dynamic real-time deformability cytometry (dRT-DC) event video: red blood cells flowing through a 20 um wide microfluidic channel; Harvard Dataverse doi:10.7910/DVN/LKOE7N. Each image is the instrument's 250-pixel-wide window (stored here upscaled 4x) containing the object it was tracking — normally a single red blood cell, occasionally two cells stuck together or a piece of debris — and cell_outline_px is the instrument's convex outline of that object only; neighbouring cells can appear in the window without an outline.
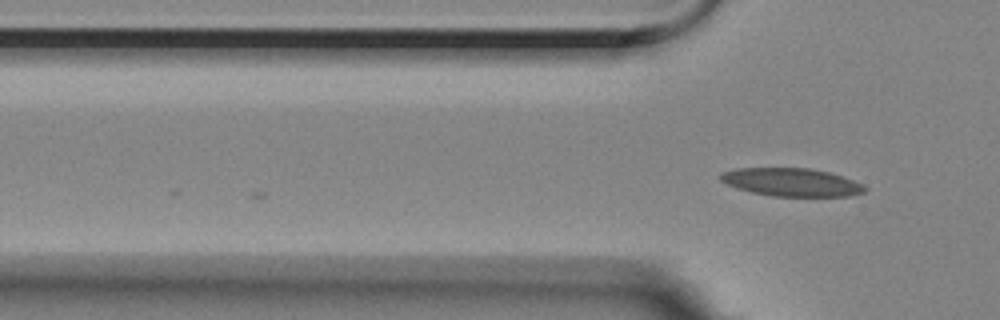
{"species": "Egyptian fruit bat (a non-hibernating species)", "species_latin": "Rousettus aegyptiacus", "temperature_condition": "room temperature", "stored_images_in_passage": 4, "camera_frame_rate_fps": 3000, "um_per_image_px": 0.085, "animal": {"sex": "female"}, "frame": {"image": 1, "passage_image": 4, "time_ms": 1.0, "image_size_px": [1000, 320], "cell_outline_px": [[868, 188], [864, 192], [848, 196], [772, 196], [752, 192], [736, 188], [720, 180], [720, 172], [736, 168], [808, 168], [828, 172], [864, 184]], "centroid_in_image_um": [67.26, 15.49], "position_along_channel_um": 58.5, "area_um2": 23.52}}